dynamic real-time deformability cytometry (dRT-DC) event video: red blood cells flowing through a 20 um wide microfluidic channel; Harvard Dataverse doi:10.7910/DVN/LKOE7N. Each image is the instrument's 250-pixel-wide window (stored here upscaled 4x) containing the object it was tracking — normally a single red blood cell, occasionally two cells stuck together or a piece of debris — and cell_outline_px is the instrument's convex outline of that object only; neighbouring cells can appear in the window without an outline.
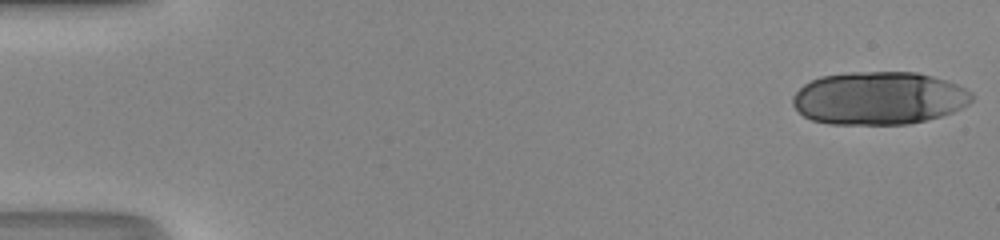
{"species": "human", "species_latin": "Homo sapiens", "temperature_condition": "room temperature", "stored_images_in_passage": 23, "camera_frame_rate_fps": 3000, "um_per_image_px": 0.085, "donor": {"sex": "male"}, "frame": {"image": 1, "passage_image": 1, "time_ms": 0.0, "image_size_px": [1000, 240], "cell_outline_px": [[972, 100], [968, 104], [952, 112], [940, 116], [908, 124], [828, 124], [812, 120], [804, 116], [792, 104], [792, 96], [804, 84], [820, 76], [848, 72], [916, 72], [948, 80], [972, 92]], "centroid_in_image_um": [74.69, 8.34], "position_along_channel_um": 10.3, "area_um2": 55.31}}